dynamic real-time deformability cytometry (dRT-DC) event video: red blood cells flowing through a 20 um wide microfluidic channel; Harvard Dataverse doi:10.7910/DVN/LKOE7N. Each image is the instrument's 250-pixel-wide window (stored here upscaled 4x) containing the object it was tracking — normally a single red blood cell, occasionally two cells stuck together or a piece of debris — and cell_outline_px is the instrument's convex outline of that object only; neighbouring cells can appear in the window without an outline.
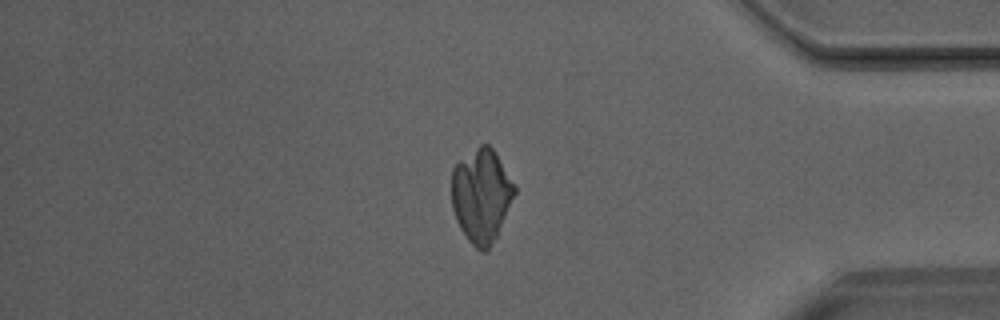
{"species": "Egyptian fruit bat (a non-hibernating species)", "species_latin": "Rousettus aegyptiacus", "temperature_condition": "room temperature", "stored_images_in_passage": 44, "camera_frame_rate_fps": 3000, "um_per_image_px": 0.085, "animal": {"sex": "male"}, "frame": {"image": 1, "passage_image": 37, "time_ms": 12.0, "image_size_px": [1000, 320], "cell_outline_px": [[516, 192], [496, 236], [488, 252], [480, 252], [468, 240], [460, 228], [456, 220], [452, 208], [452, 168], [460, 160], [480, 144], [488, 144], [492, 148], [516, 184]], "centroid_in_image_um": [40.92, 16.63], "position_along_channel_um": 394.3, "area_um2": 34.33}}
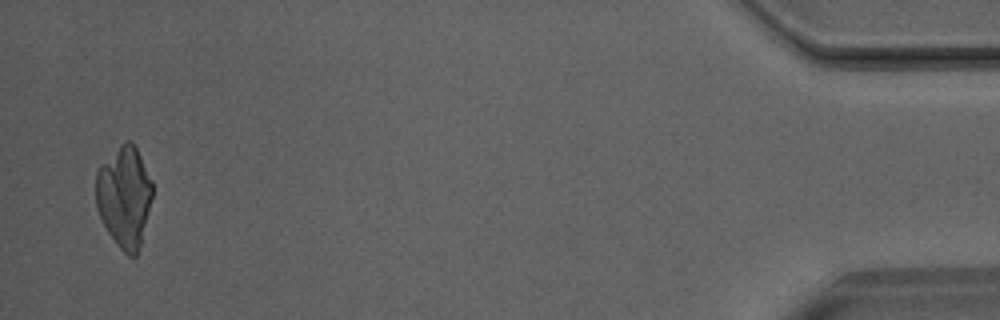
{"frame": {"image": 2, "passage_image": 43, "time_ms": 14.0, "image_size_px": [1000, 320], "cell_outline_px": [[152, 196], [140, 244], [136, 256], [128, 256], [116, 244], [108, 232], [96, 208], [96, 172], [100, 164], [124, 140], [132, 140], [152, 180]], "centroid_in_image_um": [10.55, 16.68], "position_along_channel_um": 424.7, "area_um2": 33.18}}